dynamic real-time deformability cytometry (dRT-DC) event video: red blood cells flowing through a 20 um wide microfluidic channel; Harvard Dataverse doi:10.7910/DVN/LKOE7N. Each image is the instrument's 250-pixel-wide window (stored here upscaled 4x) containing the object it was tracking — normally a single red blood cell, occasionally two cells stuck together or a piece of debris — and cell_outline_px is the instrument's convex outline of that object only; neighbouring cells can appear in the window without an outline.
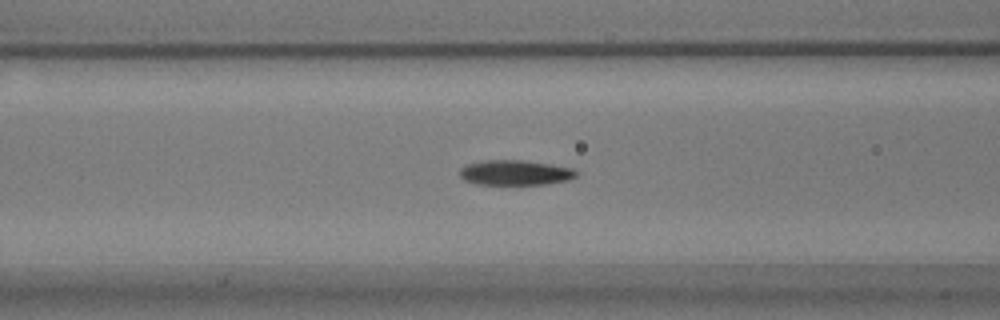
{"species": "common noctule bat (a hibernating species)", "species_latin": "Nyctalus noctula", "temperature_condition": "warm", "stored_images_in_passage": 47, "camera_frame_rate_fps": 3000, "um_per_image_px": 0.085, "animal": {"sex": "male", "body_mass_g": 17.9}, "frame": {"image": 1, "passage_image": 11, "time_ms": 3.333, "image_size_px": [1000, 320], "cell_outline_px": [[580, 172], [576, 176], [568, 180], [548, 184], [476, 184], [464, 180], [460, 176], [460, 168], [468, 164], [484, 160], [524, 160], [572, 168]], "centroid_in_image_um": [43.8, 14.67], "position_along_channel_um": 122.8, "area_um2": 16.99}}
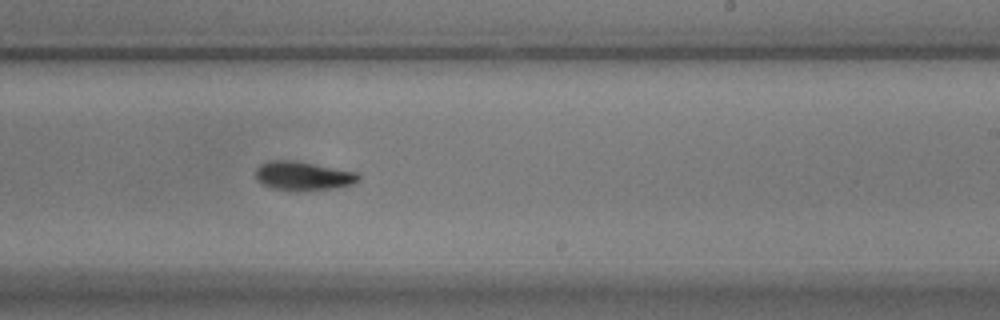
{"frame": {"image": 2, "passage_image": 23, "time_ms": 7.333, "image_size_px": [1000, 320], "cell_outline_px": [[360, 180], [352, 184], [336, 188], [272, 188], [256, 180], [256, 168], [260, 164], [268, 160], [292, 160], [356, 172], [360, 176]], "centroid_in_image_um": [25.75, 14.9], "position_along_channel_um": 263.3, "area_um2": 16.53}}
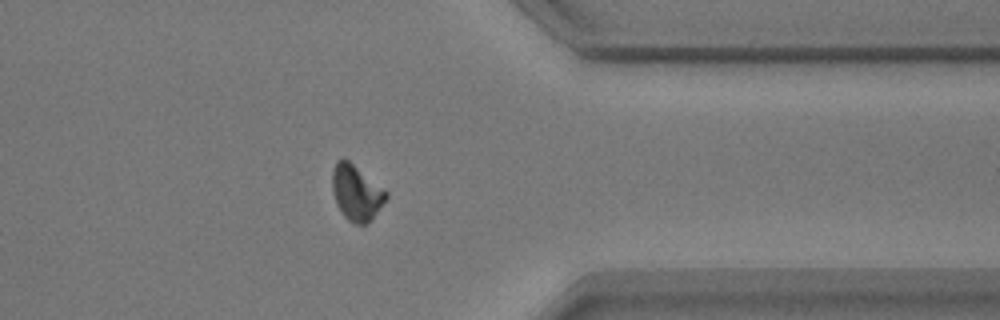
{"frame": {"image": 3, "passage_image": 34, "time_ms": 11.0, "image_size_px": [1000, 320], "cell_outline_px": [[388, 196], [376, 212], [364, 224], [356, 224], [348, 220], [344, 216], [336, 204], [332, 192], [332, 168], [336, 160], [344, 156], [388, 192]], "centroid_in_image_um": [30.24, 16.32], "position_along_channel_um": 381.2, "area_um2": 17.34}, "authors_computed_cell_mechanics": {"area_um2": 17.2822, "velocity_mm_per_s": 3.5159, "shape_relaxation_time_tau1_ms": 4.3532, "shape_relaxation_time_tau2_ms": 5.2187, "deformation_change_tau1": 0.1366, "deformation_change_tau2": 0.0972}}